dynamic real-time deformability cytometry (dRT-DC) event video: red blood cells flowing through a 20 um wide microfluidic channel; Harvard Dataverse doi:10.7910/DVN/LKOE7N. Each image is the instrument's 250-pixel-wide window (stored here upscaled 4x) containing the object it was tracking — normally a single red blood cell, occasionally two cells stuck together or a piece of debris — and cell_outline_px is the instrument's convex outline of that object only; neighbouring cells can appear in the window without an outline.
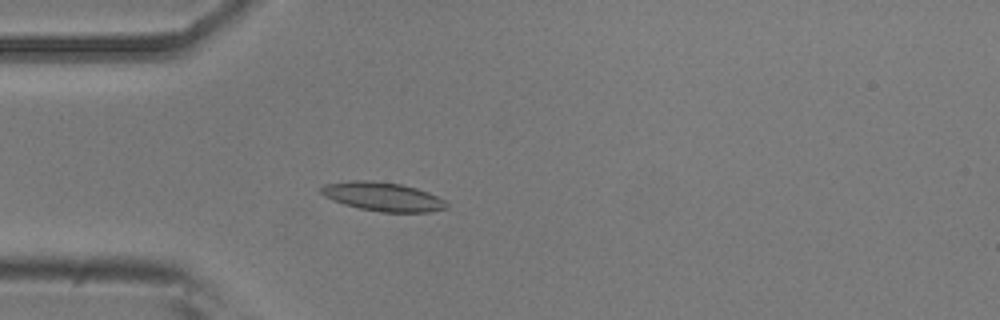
{"species": "common noctule bat (a hibernating species)", "species_latin": "Nyctalus noctula", "temperature_condition": "room temperature", "stored_images_in_passage": 20, "camera_frame_rate_fps": 3000, "um_per_image_px": 0.085, "animal": {"sex": "male", "body_mass_g": 20.5, "forearm_length_mm": 52.5}, "frame": {"image": 1, "passage_image": 14, "time_ms": 4.333, "image_size_px": [1000, 320], "cell_outline_px": [[452, 208], [432, 212], [380, 212], [360, 208], [344, 204], [332, 200], [324, 196], [320, 192], [320, 188], [324, 184], [352, 180], [372, 180], [400, 184], [416, 188], [428, 192], [444, 200]], "centroid_in_image_um": [32.56, 16.72], "position_along_channel_um": 52.4, "area_um2": 21.27}}
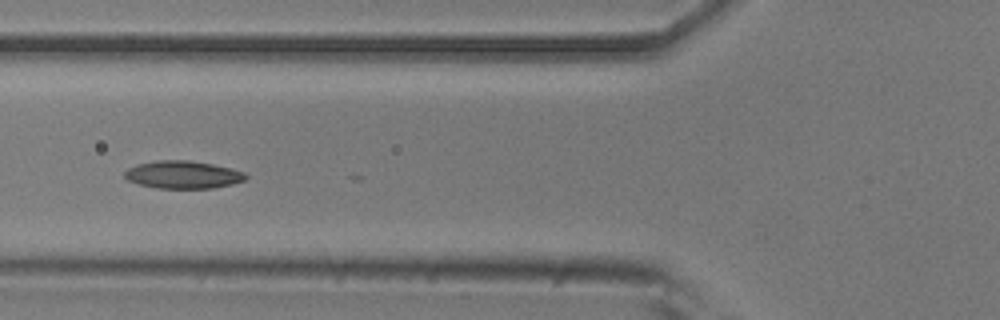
{"frame": {"image": 2, "passage_image": 19, "time_ms": 6.0, "image_size_px": [1000, 320], "cell_outline_px": [[248, 176], [244, 180], [232, 184], [212, 188], [156, 188], [140, 184], [128, 180], [124, 176], [124, 172], [128, 168], [136, 164], [156, 160], [188, 160], [212, 164], [232, 168], [244, 172]], "centroid_in_image_um": [15.54, 14.84], "position_along_channel_um": 110.3, "area_um2": 19.54}}